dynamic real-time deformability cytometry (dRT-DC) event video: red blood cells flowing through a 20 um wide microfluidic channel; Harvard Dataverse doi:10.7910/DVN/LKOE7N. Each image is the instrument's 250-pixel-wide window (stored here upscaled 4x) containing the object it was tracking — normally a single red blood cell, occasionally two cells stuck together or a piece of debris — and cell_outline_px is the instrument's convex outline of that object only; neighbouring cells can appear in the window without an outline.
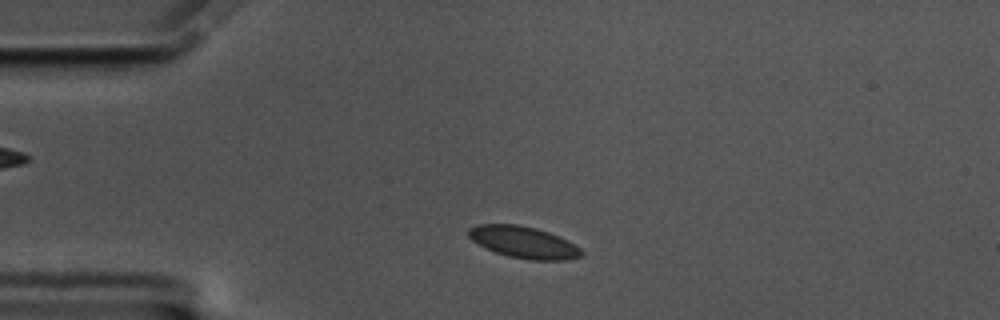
{"species": "common noctule bat (a hibernating species)", "species_latin": "Nyctalus noctula", "temperature_condition": "cold", "stored_images_in_passage": 50, "camera_frame_rate_fps": 3000, "um_per_image_px": 0.085, "animal": {"sex": "male", "body_mass_g": 17.5, "forearm_length_mm": 52.3}, "frame": {"image": 1, "passage_image": 6, "time_ms": 1.667, "image_size_px": [1000, 320], "cell_outline_px": [[584, 252], [580, 256], [568, 260], [532, 260], [508, 256], [484, 248], [472, 240], [468, 236], [468, 228], [480, 224], [516, 224], [536, 228], [548, 232], [568, 240], [580, 248]], "centroid_in_image_um": [44.5, 20.59], "position_along_channel_um": 40.5, "area_um2": 20.87}}
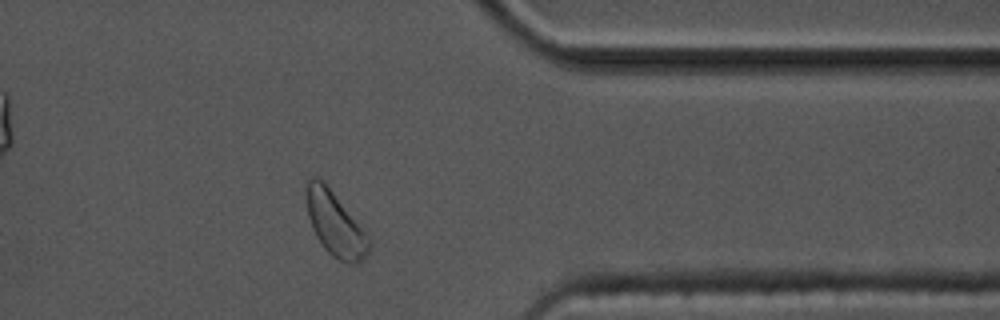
{"frame": {"image": 2, "passage_image": 39, "time_ms": 12.667, "image_size_px": [1000, 320], "cell_outline_px": [[372, 244], [368, 252], [356, 264], [344, 264], [332, 256], [324, 248], [316, 236], [312, 228], [308, 216], [308, 180], [312, 176], [316, 176], [332, 192], [360, 224], [372, 240]], "centroid_in_image_um": [28.54, 19.12], "position_along_channel_um": 382.9, "area_um2": 22.95}}
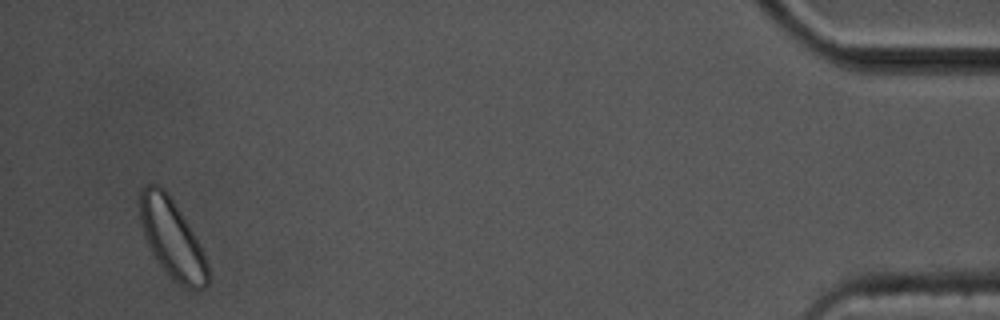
{"frame": {"image": 3, "passage_image": 48, "time_ms": 15.667, "image_size_px": [1000, 320], "cell_outline_px": [[208, 284], [204, 288], [188, 288], [180, 284], [160, 264], [152, 252], [144, 236], [140, 220], [140, 188], [144, 184], [160, 184], [168, 192], [188, 224], [204, 252], [208, 264]], "centroid_in_image_um": [14.61, 20.22], "position_along_channel_um": 420.6, "area_um2": 30.75}}